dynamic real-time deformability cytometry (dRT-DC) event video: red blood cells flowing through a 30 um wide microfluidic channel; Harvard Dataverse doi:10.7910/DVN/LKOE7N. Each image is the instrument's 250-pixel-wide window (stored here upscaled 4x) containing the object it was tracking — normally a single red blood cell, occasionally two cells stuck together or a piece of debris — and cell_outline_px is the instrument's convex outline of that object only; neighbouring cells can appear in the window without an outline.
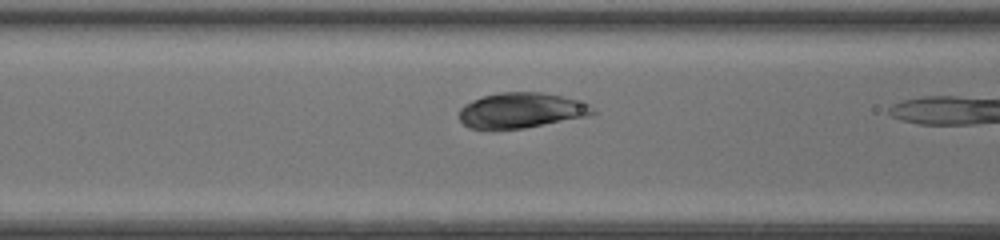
{"species": "common noctule bat (a hibernating species)", "species_latin": "Nyctalus noctula", "temperature_condition": "room temperature", "stored_images_in_passage": 7, "camera_frame_rate_fps": 3000, "um_per_image_px": 0.085, "animal": {"sex": "female", "body_mass_g": 20.0, "forearm_length_mm": 54.0}, "frame": {"image": 1, "passage_image": 5, "time_ms": 1.333, "image_size_px": [1000, 240], "cell_outline_px": [[596, 116], [524, 128], [468, 128], [460, 120], [460, 108], [464, 104], [472, 100], [484, 96], [500, 92], [544, 92], [560, 96], [588, 104], [596, 108]], "centroid_in_image_um": [44.38, 9.38], "position_along_channel_um": 122.2, "area_um2": 27.63}}